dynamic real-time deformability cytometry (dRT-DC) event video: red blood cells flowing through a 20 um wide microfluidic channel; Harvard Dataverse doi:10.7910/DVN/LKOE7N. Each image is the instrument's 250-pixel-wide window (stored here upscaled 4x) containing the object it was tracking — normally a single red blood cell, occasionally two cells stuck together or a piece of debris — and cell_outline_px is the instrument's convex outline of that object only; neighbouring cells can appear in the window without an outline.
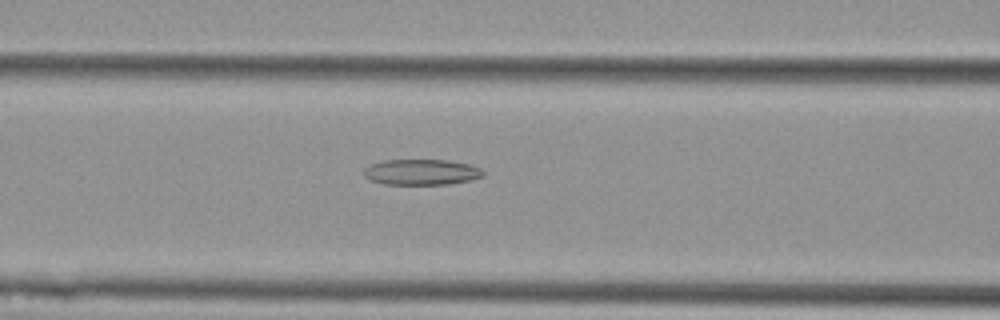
{"species": "Egyptian fruit bat (a non-hibernating species)", "species_latin": "Rousettus aegyptiacus", "temperature_condition": "cold", "stored_images_in_passage": 54, "camera_frame_rate_fps": 3000, "um_per_image_px": 0.085, "animal": {"sex": "female"}, "frame": {"image": 1, "passage_image": 23, "time_ms": 7.333, "image_size_px": [1000, 320], "cell_outline_px": [[484, 176], [472, 180], [448, 184], [384, 184], [368, 180], [364, 176], [364, 168], [372, 164], [384, 160], [448, 160], [468, 164], [480, 168], [484, 172]], "centroid_in_image_um": [35.82, 14.63], "position_along_channel_um": 130.8, "area_um2": 17.92}}
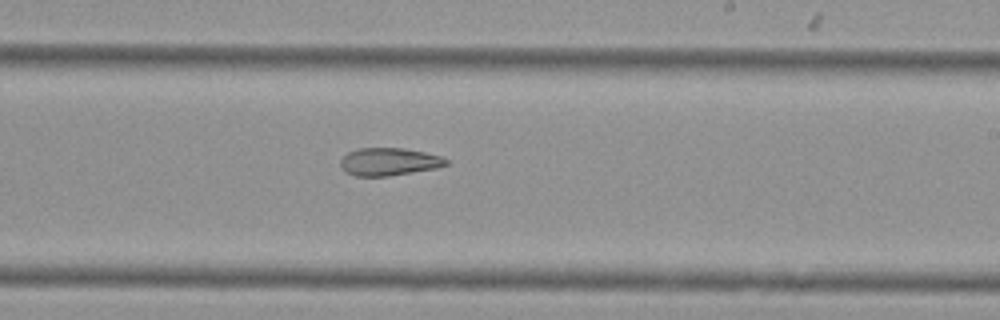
{"frame": {"image": 2, "passage_image": 33, "time_ms": 10.667, "image_size_px": [1000, 320], "cell_outline_px": [[448, 164], [436, 168], [388, 176], [356, 176], [340, 168], [340, 160], [348, 152], [356, 148], [404, 148], [444, 156], [448, 160]], "centroid_in_image_um": [33.07, 13.73], "position_along_channel_um": 255.9, "area_um2": 17.11}}
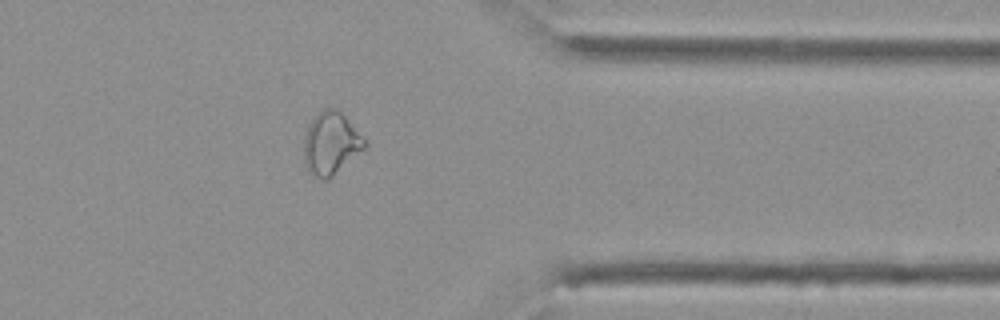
{"frame": {"image": 3, "passage_image": 44, "time_ms": 14.333, "image_size_px": [1000, 320], "cell_outline_px": [[368, 144], [364, 148], [328, 180], [320, 180], [304, 164], [304, 136], [308, 124], [316, 112], [324, 108], [336, 108], [368, 140]], "centroid_in_image_um": [28.12, 12.16], "position_along_channel_um": 383.3, "area_um2": 22.2}, "authors_computed_cell_mechanics": {"area_um2": 22.5998, "velocity_mm_per_s": 3.7682, "shape_relaxation_time_tau1_ms": null, "shape_relaxation_time_tau2_ms": 11.3234, "deformation_change_tau1": null, "deformation_change_tau2": 0.2347}}